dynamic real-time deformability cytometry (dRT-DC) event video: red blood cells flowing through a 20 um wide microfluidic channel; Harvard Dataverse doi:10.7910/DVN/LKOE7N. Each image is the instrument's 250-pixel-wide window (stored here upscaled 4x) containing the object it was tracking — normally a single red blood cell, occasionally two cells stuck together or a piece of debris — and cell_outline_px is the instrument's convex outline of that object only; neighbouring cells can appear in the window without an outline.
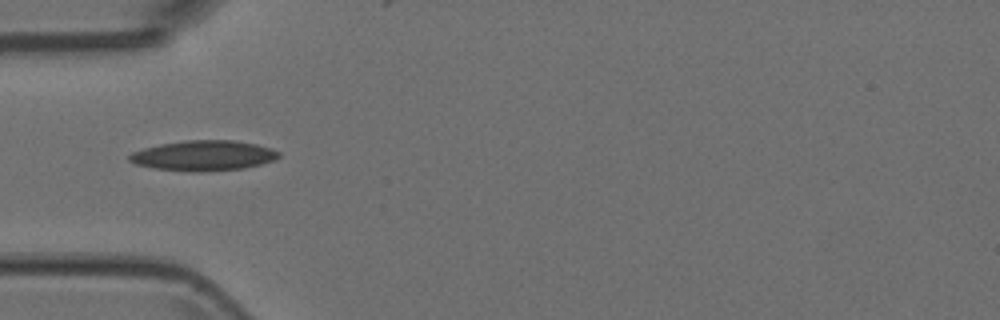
{"species": "Egyptian fruit bat (a non-hibernating species)", "species_latin": "Rousettus aegyptiacus", "temperature_condition": "room temperature", "stored_images_in_passage": 3, "camera_frame_rate_fps": 3000, "um_per_image_px": 0.085, "animal": {"sex": "female"}, "frame": {"image": 1, "passage_image": 2, "time_ms": 0.333, "image_size_px": [1000, 320], "cell_outline_px": [[280, 156], [276, 160], [244, 168], [200, 172], [192, 172], [152, 168], [136, 164], [128, 160], [128, 156], [132, 152], [144, 148], [160, 144], [184, 140], [236, 140], [256, 144], [272, 148], [280, 152]], "centroid_in_image_um": [17.31, 13.22], "position_along_channel_um": 67.7, "area_um2": 26.53}}